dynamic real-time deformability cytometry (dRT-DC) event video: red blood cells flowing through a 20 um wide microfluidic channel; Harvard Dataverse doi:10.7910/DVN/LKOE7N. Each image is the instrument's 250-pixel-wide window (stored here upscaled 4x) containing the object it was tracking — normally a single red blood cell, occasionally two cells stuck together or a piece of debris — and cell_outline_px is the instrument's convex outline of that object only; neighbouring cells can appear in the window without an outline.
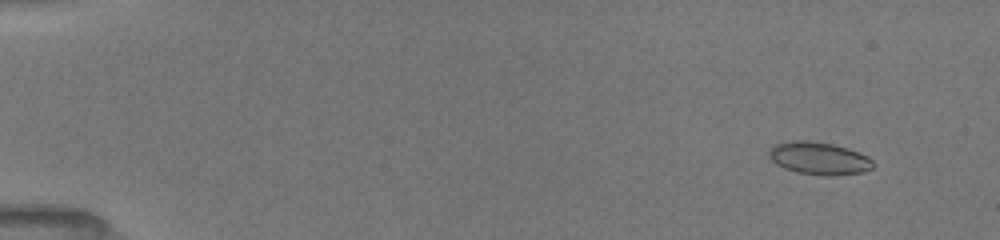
{"species": "common noctule bat (a hibernating species)", "species_latin": "Nyctalus noctula", "temperature_condition": "room temperature", "stored_images_in_passage": 15, "camera_frame_rate_fps": 3000, "um_per_image_px": 0.085, "animal": {"sex": "female", "body_mass_g": 19.5, "forearm_length_mm": 54.1}, "frame": {"image": 1, "passage_image": 3, "time_ms": 1.0, "image_size_px": [1000, 240], "cell_outline_px": [[872, 168], [864, 172], [832, 176], [828, 176], [796, 172], [784, 168], [776, 164], [768, 156], [768, 152], [776, 144], [796, 140], [808, 140], [832, 144], [848, 148], [868, 156], [872, 160]], "centroid_in_image_um": [69.62, 13.46], "position_along_channel_um": 15.4, "area_um2": 19.71}}
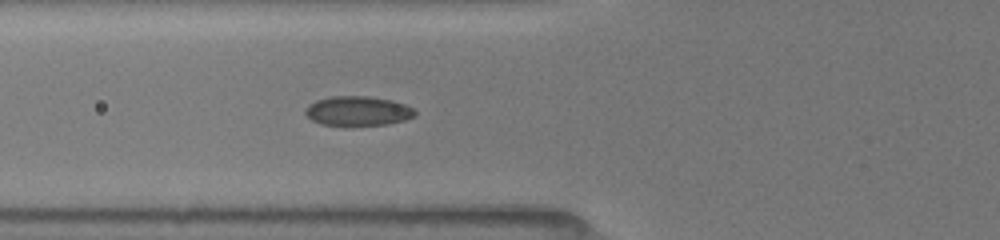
{"frame": {"image": 2, "passage_image": 13, "time_ms": 6.333, "image_size_px": [1000, 240], "cell_outline_px": [[416, 116], [404, 120], [388, 124], [320, 124], [312, 120], [304, 112], [304, 108], [308, 104], [316, 100], [328, 96], [368, 96], [392, 100], [404, 104], [412, 108], [416, 112]], "centroid_in_image_um": [30.4, 9.4], "position_along_channel_um": 95.4, "area_um2": 18.67}}
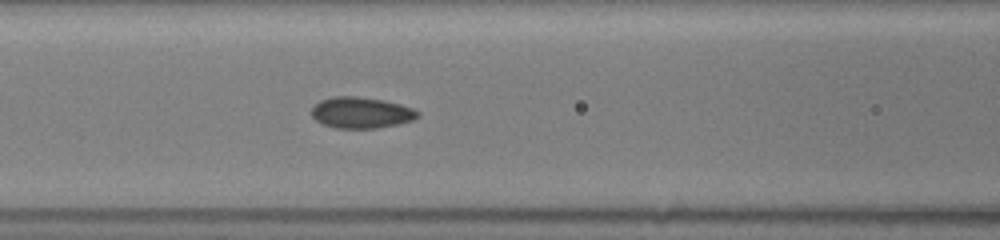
{"frame": {"image": 3, "passage_image": 15, "time_ms": 7.333, "image_size_px": [1000, 240], "cell_outline_px": [[420, 116], [412, 120], [396, 124], [376, 128], [336, 128], [320, 124], [308, 112], [320, 100], [332, 96], [356, 96], [384, 100], [400, 104], [412, 108], [420, 112]], "centroid_in_image_um": [30.66, 9.57], "position_along_channel_um": 135.9, "area_um2": 19.42}}